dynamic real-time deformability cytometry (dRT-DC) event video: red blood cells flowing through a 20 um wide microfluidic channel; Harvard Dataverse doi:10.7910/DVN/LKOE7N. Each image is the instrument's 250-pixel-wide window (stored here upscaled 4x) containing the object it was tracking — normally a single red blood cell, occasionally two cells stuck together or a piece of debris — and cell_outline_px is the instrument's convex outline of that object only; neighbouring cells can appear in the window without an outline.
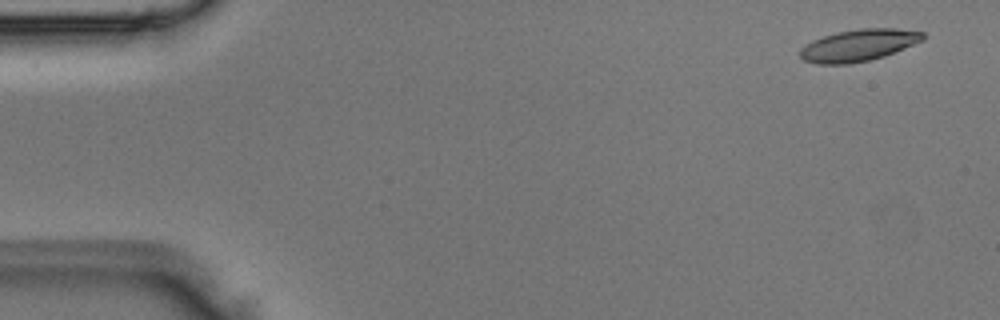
{"species": "Egyptian fruit bat (a non-hibernating species)", "species_latin": "Rousettus aegyptiacus", "temperature_condition": "room temperature", "stored_images_in_passage": 4, "camera_frame_rate_fps": 3000, "um_per_image_px": 0.085, "animal": {"sex": "male"}, "frame": {"image": 1, "passage_image": 1, "time_ms": 0.0, "image_size_px": [1000, 320], "cell_outline_px": [[928, 36], [924, 40], [884, 56], [868, 60], [848, 64], [816, 64], [804, 60], [800, 56], [800, 48], [812, 40], [836, 32], [860, 28], [896, 28], [924, 32]], "centroid_in_image_um": [73.0, 3.84], "position_along_channel_um": 12.0, "area_um2": 22.89}}